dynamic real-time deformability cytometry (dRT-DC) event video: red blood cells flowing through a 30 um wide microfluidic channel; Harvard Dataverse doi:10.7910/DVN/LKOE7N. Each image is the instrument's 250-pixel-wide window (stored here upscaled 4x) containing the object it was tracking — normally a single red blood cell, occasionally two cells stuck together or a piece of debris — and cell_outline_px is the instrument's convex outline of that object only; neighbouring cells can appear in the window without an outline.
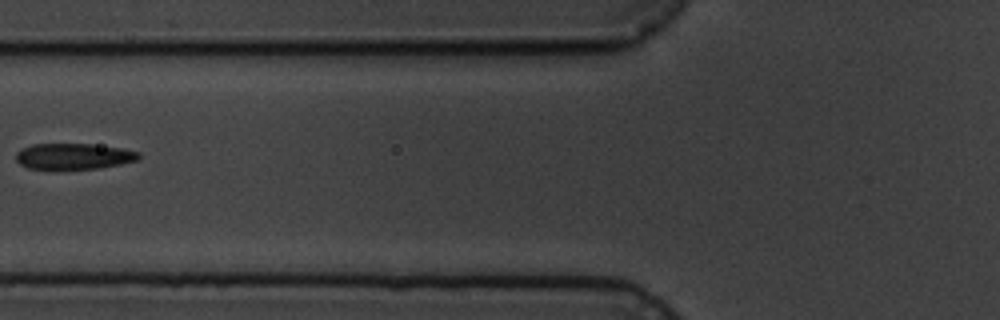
{"species": "common noctule bat (a hibernating species)", "species_latin": "Nyctalus noctula", "temperature_condition": "cold", "stored_images_in_passage": 3, "camera_frame_rate_fps": 3000, "um_per_image_px": 0.085, "animal": {"sex": "male", "body_mass_g": 19.5, "forearm_length_mm": 54.6}, "frame": {"image": 1, "passage_image": 3, "time_ms": 2.0, "image_size_px": [1000, 320], "cell_outline_px": [[140, 156], [136, 160], [120, 164], [100, 168], [60, 172], [28, 168], [20, 164], [16, 160], [16, 152], [32, 144], [92, 144], [124, 148], [140, 152]], "centroid_in_image_um": [6.23, 13.33], "position_along_channel_um": 119.6, "area_um2": 19.36}}